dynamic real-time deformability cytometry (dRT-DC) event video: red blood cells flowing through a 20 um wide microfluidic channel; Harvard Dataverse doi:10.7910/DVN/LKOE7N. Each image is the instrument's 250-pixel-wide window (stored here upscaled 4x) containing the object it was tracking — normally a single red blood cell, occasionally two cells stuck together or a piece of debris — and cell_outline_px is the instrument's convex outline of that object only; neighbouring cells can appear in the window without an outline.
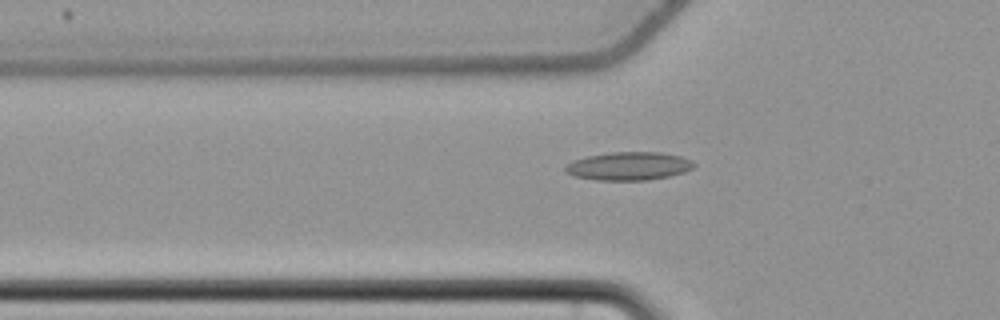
{"species": "common noctule bat (a hibernating species)", "species_latin": "Nyctalus noctula", "temperature_condition": "cold", "stored_images_in_passage": 54, "camera_frame_rate_fps": 3000, "um_per_image_px": 0.085, "animal": {"sex": "female", "body_mass_g": 22.7, "forearm_length_mm": 54.2}, "frame": {"image": 1, "passage_image": 20, "time_ms": 6.333, "image_size_px": [1000, 320], "cell_outline_px": [[696, 164], [692, 168], [684, 172], [668, 176], [648, 180], [596, 180], [572, 176], [564, 172], [564, 168], [572, 160], [588, 156], [608, 152], [660, 152], [680, 156], [692, 160]], "centroid_in_image_um": [53.41, 14.11], "position_along_channel_um": 72.4, "area_um2": 21.27}}
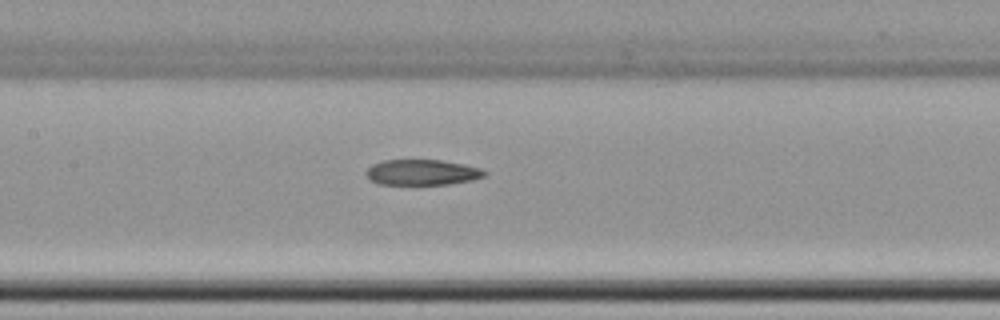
{"frame": {"image": 2, "passage_image": 28, "time_ms": 9.0, "image_size_px": [1000, 320], "cell_outline_px": [[488, 172], [484, 176], [472, 180], [448, 184], [380, 184], [372, 180], [364, 172], [372, 164], [384, 160], [440, 160], [464, 164], [480, 168]], "centroid_in_image_um": [35.89, 14.64], "position_along_channel_um": 171.5, "area_um2": 17.51}}
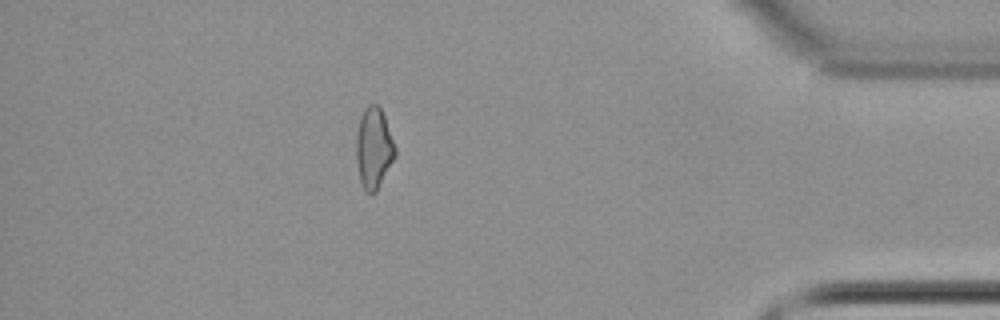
{"frame": {"image": 3, "passage_image": 50, "time_ms": 16.333, "image_size_px": [1000, 320], "cell_outline_px": [[396, 156], [376, 192], [364, 192], [360, 184], [356, 160], [356, 136], [360, 116], [364, 108], [368, 104], [376, 104], [380, 108], [384, 116], [396, 148]], "centroid_in_image_um": [31.75, 12.61], "position_along_channel_um": 403.4, "area_um2": 18.5}}